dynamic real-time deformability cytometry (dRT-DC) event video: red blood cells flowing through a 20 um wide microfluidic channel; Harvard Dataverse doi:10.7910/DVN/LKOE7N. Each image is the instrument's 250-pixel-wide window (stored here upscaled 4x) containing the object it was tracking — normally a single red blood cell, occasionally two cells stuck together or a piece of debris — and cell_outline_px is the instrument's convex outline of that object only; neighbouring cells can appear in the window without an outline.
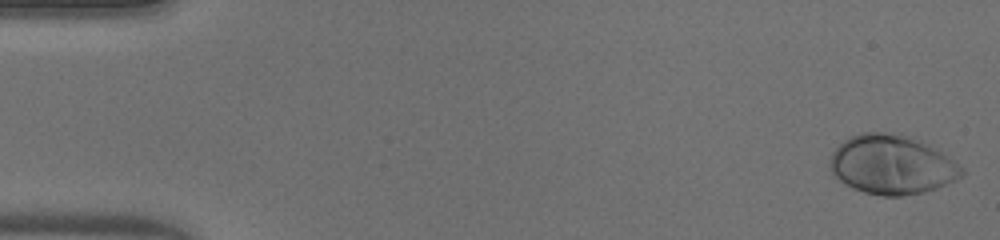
{"species": "human", "species_latin": "Homo sapiens", "temperature_condition": "warm", "stored_images_in_passage": 50, "camera_frame_rate_fps": 3000, "um_per_image_px": 0.085, "donor": {"sex": "male"}, "frame": {"image": 1, "passage_image": 1, "time_ms": 0.0, "image_size_px": [1000, 240], "cell_outline_px": [[964, 176], [956, 180], [936, 188], [924, 192], [900, 196], [884, 196], [864, 192], [852, 188], [844, 184], [828, 168], [832, 152], [848, 136], [860, 132], [888, 132], [908, 136], [940, 152], [964, 168]], "centroid_in_image_um": [75.77, 14.01], "position_along_channel_um": 9.2, "area_um2": 45.26}}
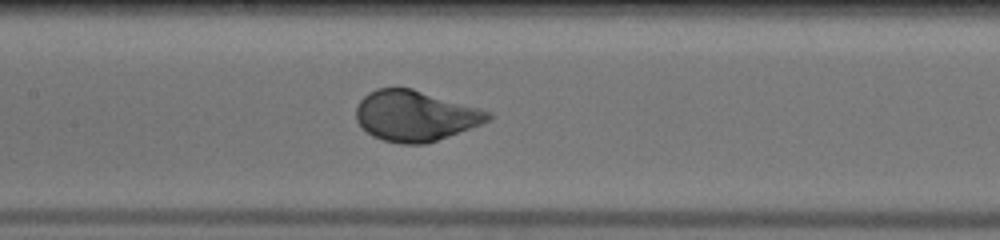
{"frame": {"image": 2, "passage_image": 24, "time_ms": 7.667, "image_size_px": [1000, 240], "cell_outline_px": [[492, 116], [488, 120], [480, 124], [436, 140], [424, 144], [400, 144], [384, 140], [372, 136], [356, 120], [356, 108], [360, 100], [368, 92], [376, 88], [412, 88], [480, 108], [492, 112]], "centroid_in_image_um": [35.27, 9.83], "position_along_channel_um": 172.1, "area_um2": 38.55}}
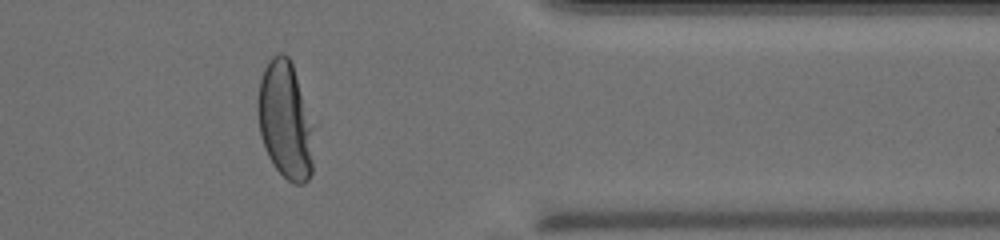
{"frame": {"image": 3, "passage_image": 41, "time_ms": 13.333, "image_size_px": [1000, 240], "cell_outline_px": [[312, 172], [308, 180], [304, 184], [292, 184], [276, 168], [268, 156], [264, 148], [260, 136], [256, 112], [256, 100], [260, 80], [264, 68], [268, 60], [272, 56], [280, 52], [284, 52], [288, 56], [292, 64], [312, 128]], "centroid_in_image_um": [24.19, 10.24], "position_along_channel_um": 387.2, "area_um2": 38.03}, "authors_computed_cell_mechanics": {"area_um2": 40.171, "velocity_mm_per_s": 4.0681, "shape_relaxation_time_tau1_ms": 2.5139, "shape_relaxation_time_tau2_ms": null, "deformation_change_tau1": 0.1947, "deformation_change_tau2": null}}